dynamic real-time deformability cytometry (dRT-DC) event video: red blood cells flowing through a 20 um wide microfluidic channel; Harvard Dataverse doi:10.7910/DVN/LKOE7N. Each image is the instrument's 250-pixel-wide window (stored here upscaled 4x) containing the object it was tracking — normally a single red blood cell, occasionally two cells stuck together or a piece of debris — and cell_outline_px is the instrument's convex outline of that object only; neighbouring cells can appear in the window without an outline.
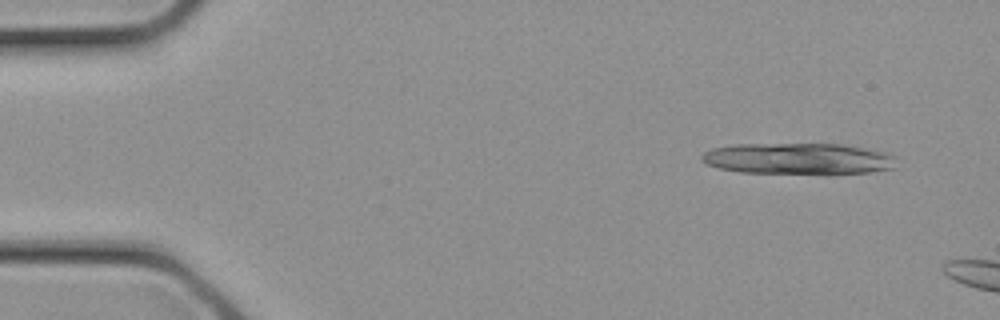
{"species": "common noctule bat (a hibernating species)", "species_latin": "Nyctalus noctula", "temperature_condition": "cold", "stored_images_in_passage": 4, "camera_frame_rate_fps": 3000, "um_per_image_px": 0.085, "animal": {"sex": "female", "body_mass_g": 21.9}, "frame": {"image": 1, "passage_image": 2, "time_ms": 0.333, "image_size_px": [1000, 320], "cell_outline_px": [[896, 156], [892, 168], [868, 172], [740, 172], [720, 168], [708, 164], [700, 160], [700, 156], [704, 152], [712, 148], [736, 144], [844, 144], [888, 152]], "centroid_in_image_um": [67.82, 13.45], "position_along_channel_um": 17.2, "area_um2": 34.8}}